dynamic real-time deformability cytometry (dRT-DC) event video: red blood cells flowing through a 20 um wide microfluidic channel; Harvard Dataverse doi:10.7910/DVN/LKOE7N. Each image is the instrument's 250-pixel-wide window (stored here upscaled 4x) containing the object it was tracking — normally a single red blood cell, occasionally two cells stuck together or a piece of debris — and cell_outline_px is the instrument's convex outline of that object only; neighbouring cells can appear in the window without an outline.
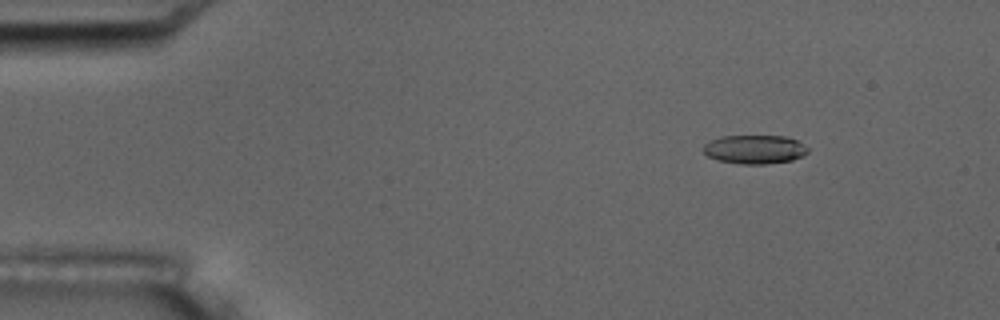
{"species": "common noctule bat (a hibernating species)", "species_latin": "Nyctalus noctula", "temperature_condition": "room temperature", "stored_images_in_passage": 4, "camera_frame_rate_fps": 3000, "um_per_image_px": 0.085, "animal": {"sex": "male", "body_mass_g": 17.5, "forearm_length_mm": 52.3}, "frame": {"image": 1, "passage_image": 1, "time_ms": 0.0, "image_size_px": [1000, 320], "cell_outline_px": [[808, 152], [804, 156], [792, 160], [764, 164], [740, 164], [716, 160], [708, 156], [704, 152], [704, 144], [712, 140], [724, 136], [784, 136], [796, 140], [808, 148]], "centroid_in_image_um": [64.15, 12.7], "position_along_channel_um": 20.8, "area_um2": 17.46}}
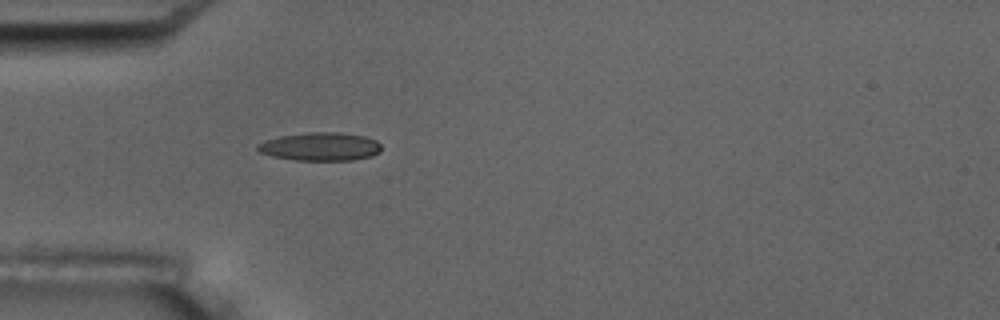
{"frame": {"image": 2, "passage_image": 4, "time_ms": 3.333, "image_size_px": [1000, 320], "cell_outline_px": [[380, 152], [372, 156], [352, 160], [296, 160], [272, 156], [260, 152], [256, 148], [256, 144], [264, 140], [280, 136], [308, 132], [340, 132], [364, 136], [376, 140], [380, 144]], "centroid_in_image_um": [27.21, 12.45], "position_along_channel_um": 57.8, "area_um2": 20.46}}